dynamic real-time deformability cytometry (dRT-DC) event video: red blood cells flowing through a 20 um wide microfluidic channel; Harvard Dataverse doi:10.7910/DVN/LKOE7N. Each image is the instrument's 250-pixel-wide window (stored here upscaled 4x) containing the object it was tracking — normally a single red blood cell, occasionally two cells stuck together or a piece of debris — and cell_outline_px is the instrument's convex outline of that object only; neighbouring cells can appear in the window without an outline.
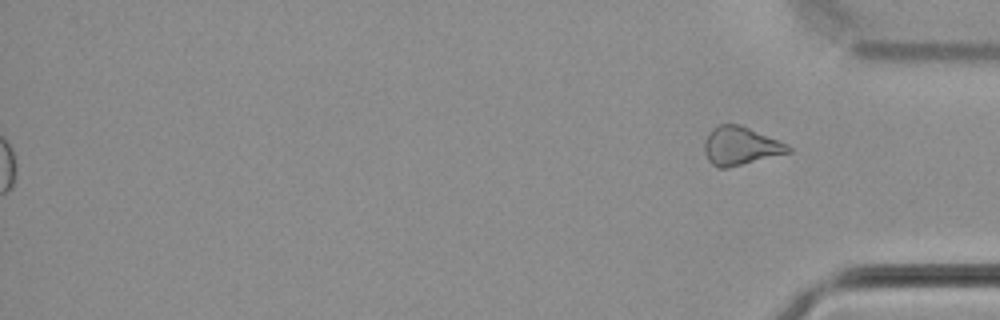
{"species": "common noctule bat (a hibernating species)", "species_latin": "Nyctalus noctula", "temperature_condition": "cold", "stored_images_in_passage": 34, "segment_of_instrument_passage": [2, 2], "camera_frame_rate_fps": 3000, "um_per_image_px": 0.085, "animal": {"sex": "male", "body_mass_g": 21.5, "forearm_length_mm": 52.0}, "frame": {"image": 1, "passage_image": 34, "time_ms": 11.0, "image_size_px": [1000, 320], "cell_outline_px": [[792, 152], [728, 168], [716, 168], [708, 160], [704, 152], [704, 140], [712, 128], [720, 124], [740, 124], [780, 140], [788, 144], [792, 148]], "centroid_in_image_um": [62.95, 12.41], "position_along_channel_um": 372.2, "area_um2": 19.02}}